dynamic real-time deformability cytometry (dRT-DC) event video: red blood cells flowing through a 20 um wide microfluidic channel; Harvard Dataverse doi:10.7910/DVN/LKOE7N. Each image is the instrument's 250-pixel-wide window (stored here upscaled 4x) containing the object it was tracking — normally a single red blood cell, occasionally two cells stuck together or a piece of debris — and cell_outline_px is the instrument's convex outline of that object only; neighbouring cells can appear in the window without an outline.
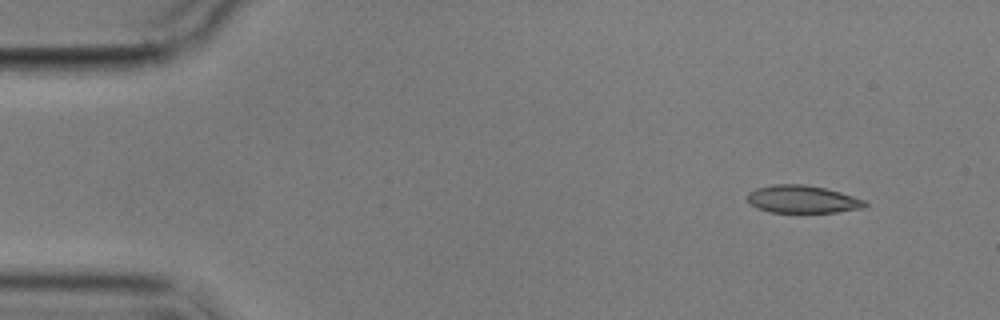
{"species": "common noctule bat (a hibernating species)", "species_latin": "Nyctalus noctula", "temperature_condition": "cold", "stored_images_in_passage": 8, "camera_frame_rate_fps": 3000, "um_per_image_px": 0.085, "animal": {"sex": "male", "body_mass_g": 17.9}, "frame": {"image": 1, "passage_image": 1, "time_ms": 0.0, "image_size_px": [1000, 320], "cell_outline_px": [[868, 204], [864, 208], [836, 212], [772, 212], [760, 208], [752, 204], [748, 200], [748, 192], [756, 188], [772, 184], [804, 184], [824, 188], [840, 192], [864, 200]], "centroid_in_image_um": [68.22, 16.93], "position_along_channel_um": 16.8, "area_um2": 18.73}}
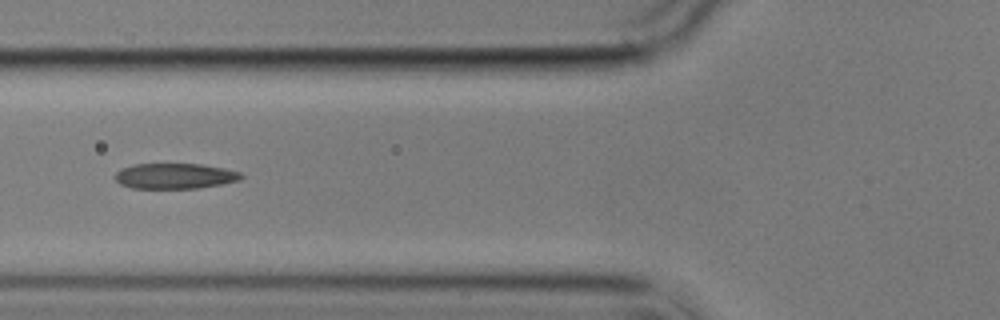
{"frame": {"image": 2, "passage_image": 5, "time_ms": 5.333, "image_size_px": [1000, 320], "cell_outline_px": [[244, 176], [240, 180], [220, 184], [196, 188], [132, 188], [120, 184], [116, 180], [116, 172], [120, 168], [132, 164], [200, 164], [224, 168], [240, 172]], "centroid_in_image_um": [14.85, 14.95], "position_along_channel_um": 111.0, "area_um2": 18.67}}
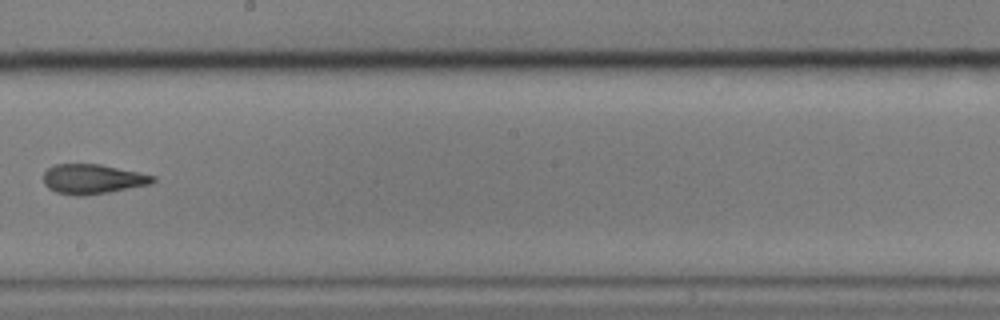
{"frame": {"image": 3, "passage_image": 8, "time_ms": 9.0, "image_size_px": [1000, 320], "cell_outline_px": [[156, 180], [152, 184], [108, 192], [84, 196], [76, 196], [56, 192], [48, 188], [44, 184], [44, 172], [48, 168], [56, 164], [100, 164], [156, 176]], "centroid_in_image_um": [7.87, 15.22], "position_along_channel_um": 240.3, "area_um2": 18.96}}